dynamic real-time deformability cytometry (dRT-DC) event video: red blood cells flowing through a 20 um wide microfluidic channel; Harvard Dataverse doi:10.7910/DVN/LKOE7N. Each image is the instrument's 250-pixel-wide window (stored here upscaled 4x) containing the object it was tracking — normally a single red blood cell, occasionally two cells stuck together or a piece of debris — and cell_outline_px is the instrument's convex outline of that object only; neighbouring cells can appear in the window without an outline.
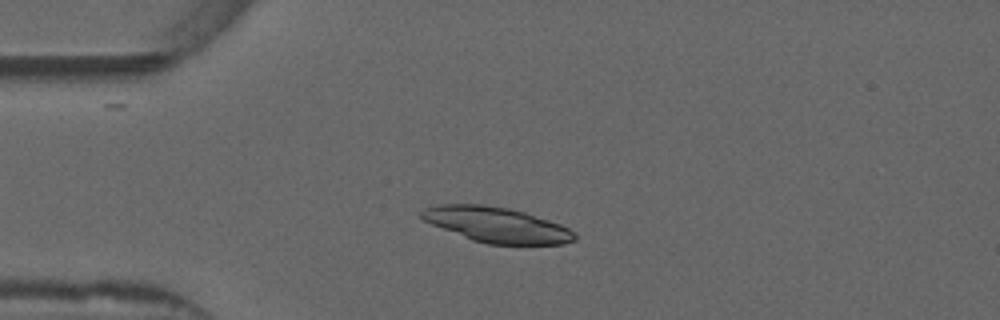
{"species": "common noctule bat (a hibernating species)", "species_latin": "Nyctalus noctula", "temperature_condition": "warm", "stored_images_in_passage": 52, "camera_frame_rate_fps": 3000, "um_per_image_px": 0.085, "animal": {"sex": "male", "forearm_length_mm": 52.5}, "frame": {"image": 1, "passage_image": 12, "time_ms": 3.667, "image_size_px": [1000, 320], "cell_outline_px": [[576, 240], [564, 244], [488, 244], [472, 240], [432, 224], [424, 220], [420, 216], [420, 212], [424, 208], [440, 204], [480, 204], [508, 208], [524, 212], [560, 224], [576, 232]], "centroid_in_image_um": [42.23, 19.11], "position_along_channel_um": 42.8, "area_um2": 31.27}}